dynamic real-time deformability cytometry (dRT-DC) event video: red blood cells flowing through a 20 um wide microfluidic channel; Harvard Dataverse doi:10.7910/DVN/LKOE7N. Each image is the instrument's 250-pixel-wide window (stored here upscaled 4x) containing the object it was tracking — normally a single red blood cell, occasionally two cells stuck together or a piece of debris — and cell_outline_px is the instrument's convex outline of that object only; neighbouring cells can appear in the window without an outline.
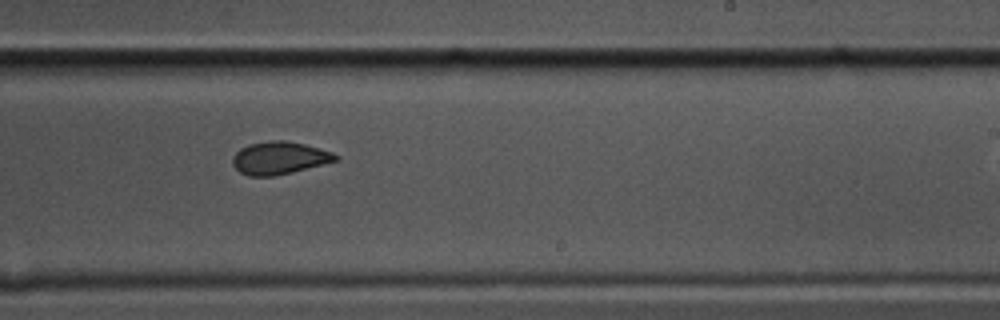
{"species": "common noctule bat (a hibernating species)", "species_latin": "Nyctalus noctula", "temperature_condition": "cold", "stored_images_in_passage": 23, "camera_frame_rate_fps": 3000, "um_per_image_px": 0.085, "animal": {"sex": "male", "body_mass_g": 17.5, "forearm_length_mm": 52.3}, "frame": {"image": 1, "passage_image": 20, "time_ms": 6.333, "image_size_px": [1000, 320], "cell_outline_px": [[340, 160], [292, 172], [272, 176], [248, 176], [240, 172], [232, 164], [232, 156], [240, 148], [248, 144], [272, 140], [284, 140], [304, 144], [332, 152], [340, 156]], "centroid_in_image_um": [23.74, 13.43], "position_along_channel_um": 265.3, "area_um2": 19.65}}